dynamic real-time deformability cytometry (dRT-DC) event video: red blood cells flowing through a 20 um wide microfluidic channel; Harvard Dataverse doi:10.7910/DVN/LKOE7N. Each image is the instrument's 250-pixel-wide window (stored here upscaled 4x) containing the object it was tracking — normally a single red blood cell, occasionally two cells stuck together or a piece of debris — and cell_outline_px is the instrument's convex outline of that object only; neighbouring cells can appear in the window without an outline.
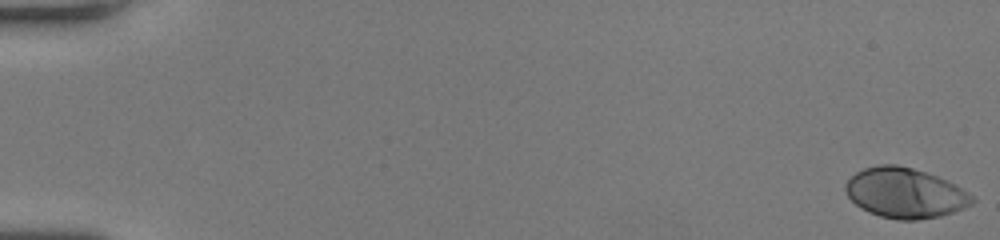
{"species": "human", "species_latin": "Homo sapiens", "temperature_condition": "room temperature", "stored_images_in_passage": 54, "camera_frame_rate_fps": 3000, "um_per_image_px": 0.085, "donor": {"sex": "female"}, "frame": {"image": 1, "passage_image": 1, "time_ms": 0.0, "image_size_px": [1000, 240], "cell_outline_px": [[976, 200], [972, 204], [964, 208], [940, 216], [916, 220], [896, 220], [880, 216], [868, 212], [860, 208], [848, 196], [844, 188], [844, 184], [856, 172], [864, 168], [880, 164], [896, 164], [912, 168], [936, 176], [968, 192]], "centroid_in_image_um": [76.89, 16.41], "position_along_channel_um": 8.1, "area_um2": 36.76}}
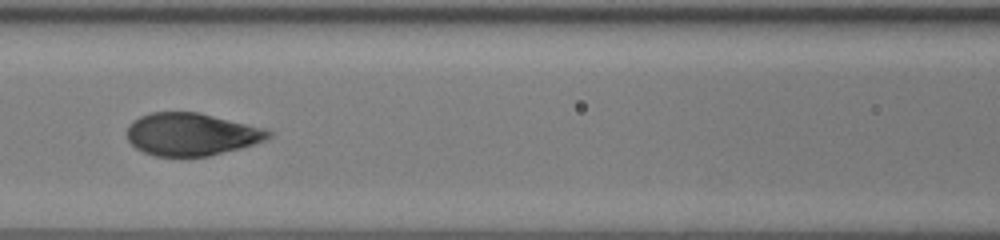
{"frame": {"image": 2, "passage_image": 26, "time_ms": 8.333, "image_size_px": [1000, 240], "cell_outline_px": [[272, 136], [256, 144], [208, 156], [156, 156], [144, 152], [136, 148], [128, 140], [128, 124], [132, 120], [140, 116], [152, 112], [200, 112], [268, 128], [272, 132]], "centroid_in_image_um": [16.31, 11.4], "position_along_channel_um": 150.3, "area_um2": 35.37}}
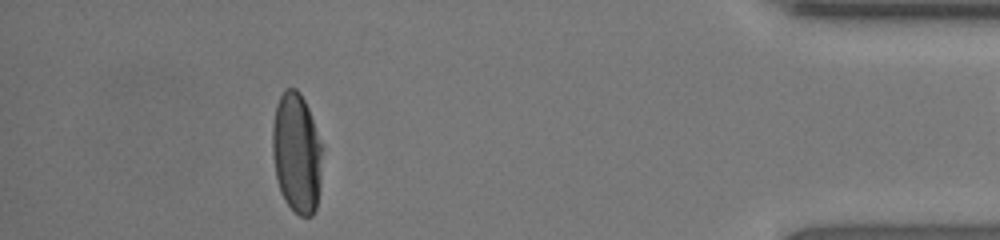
{"frame": {"image": 3, "passage_image": 49, "time_ms": 16.0, "image_size_px": [1000, 240], "cell_outline_px": [[320, 184], [316, 208], [312, 216], [300, 216], [284, 200], [280, 192], [276, 176], [272, 152], [272, 124], [276, 104], [284, 88], [296, 88], [300, 92], [308, 108], [320, 144]], "centroid_in_image_um": [25.17, 12.99], "position_along_channel_um": 410.0, "area_um2": 34.51}, "authors_computed_cell_mechanics": {"area_um2": 36.0672, "velocity_mm_per_s": 4.0281, "shape_relaxation_time_tau1_ms": 4.0996, "shape_relaxation_time_tau2_ms": null, "deformation_change_tau1": 0.2261, "deformation_change_tau2": null}}